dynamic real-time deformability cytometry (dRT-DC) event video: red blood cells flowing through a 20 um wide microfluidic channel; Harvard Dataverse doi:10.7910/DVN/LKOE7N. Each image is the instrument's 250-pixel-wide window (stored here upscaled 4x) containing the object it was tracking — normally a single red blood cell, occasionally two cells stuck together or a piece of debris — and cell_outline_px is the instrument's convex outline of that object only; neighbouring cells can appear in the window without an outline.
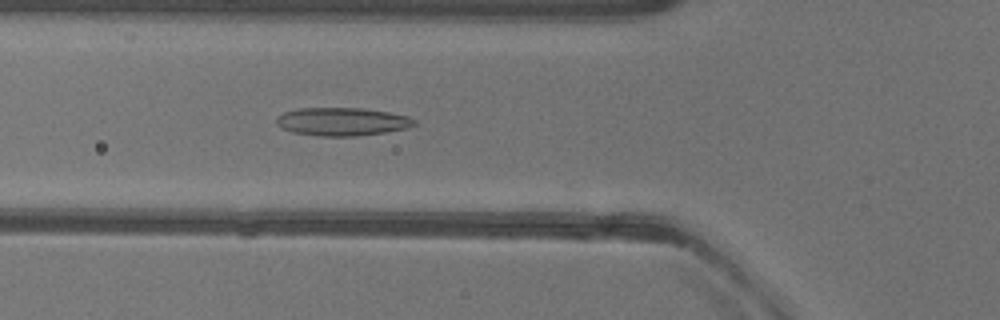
{"species": "common noctule bat (a hibernating species)", "species_latin": "Nyctalus noctula", "temperature_condition": "warm", "stored_images_in_passage": 51, "camera_frame_rate_fps": 3000, "um_per_image_px": 0.085, "animal": {"sex": "female"}, "frame": {"image": 1, "passage_image": 18, "time_ms": 5.667, "image_size_px": [1000, 320], "cell_outline_px": [[416, 124], [408, 128], [384, 132], [356, 136], [320, 136], [292, 132], [280, 128], [276, 124], [276, 116], [284, 112], [296, 108], [364, 108], [388, 112], [408, 116], [416, 120]], "centroid_in_image_um": [29.05, 10.33], "position_along_channel_um": 96.8, "area_um2": 22.77}}
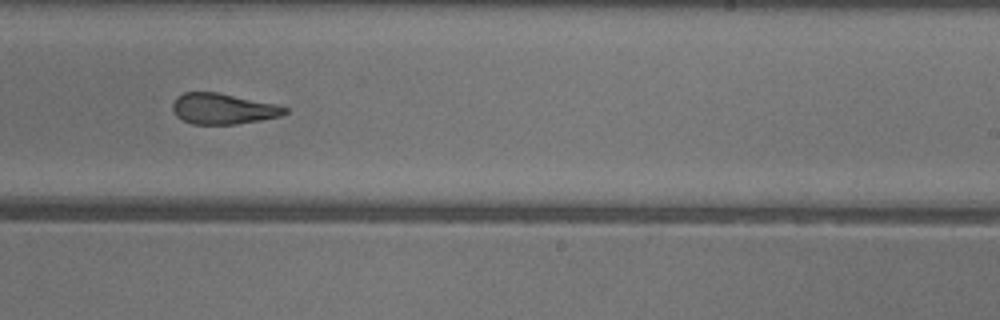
{"frame": {"image": 2, "passage_image": 31, "time_ms": 10.0, "image_size_px": [1000, 320], "cell_outline_px": [[288, 112], [280, 116], [260, 120], [236, 124], [192, 124], [176, 116], [172, 108], [172, 104], [176, 96], [184, 92], [216, 92], [276, 104], [288, 108]], "centroid_in_image_um": [18.94, 9.24], "position_along_channel_um": 270.1, "area_um2": 20.06}}
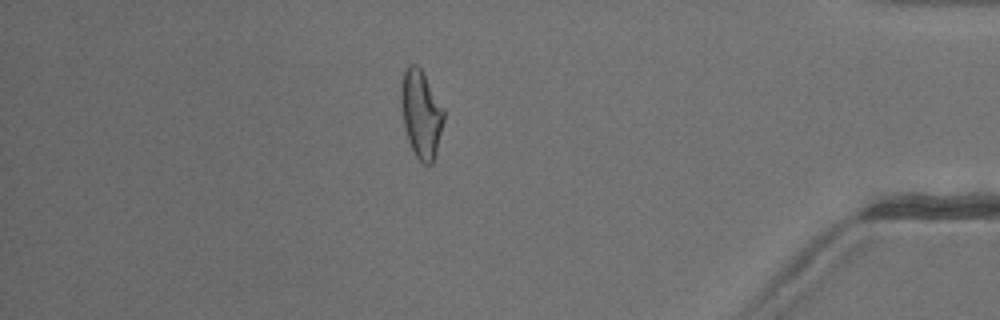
{"frame": {"image": 3, "passage_image": 44, "time_ms": 14.333, "image_size_px": [1000, 320], "cell_outline_px": [[444, 120], [436, 152], [432, 164], [424, 164], [416, 156], [408, 140], [404, 128], [400, 104], [400, 84], [404, 68], [408, 64], [416, 64], [420, 68], [444, 108]], "centroid_in_image_um": [35.76, 9.65], "position_along_channel_um": 399.4, "area_um2": 21.96}, "authors_computed_cell_mechanics": {"area_um2": 22.0218, "velocity_mm_per_s": 3.9824, "shape_relaxation_time_tau1_ms": null, "shape_relaxation_time_tau2_ms": 1.2251, "deformation_change_tau1": null, "deformation_change_tau2": 0.0919}}